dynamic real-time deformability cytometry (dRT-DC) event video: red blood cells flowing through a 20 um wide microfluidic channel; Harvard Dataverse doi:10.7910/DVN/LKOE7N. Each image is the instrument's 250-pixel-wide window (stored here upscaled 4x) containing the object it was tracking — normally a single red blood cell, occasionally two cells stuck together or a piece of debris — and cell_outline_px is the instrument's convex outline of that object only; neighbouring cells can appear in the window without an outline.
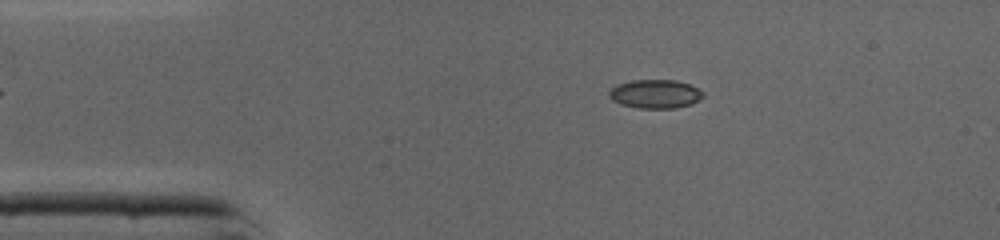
{"species": "common noctule bat (a hibernating species)", "species_latin": "Nyctalus noctula", "temperature_condition": "cold", "stored_images_in_passage": 38, "camera_frame_rate_fps": 3000, "um_per_image_px": 0.085, "animal": {"sex": "male", "body_mass_g": 19.0, "forearm_length_mm": 50.8}, "frame": {"image": 1, "passage_image": 7, "time_ms": 2.0, "image_size_px": [1000, 240], "cell_outline_px": [[704, 96], [692, 104], [676, 108], [640, 108], [620, 104], [612, 100], [608, 96], [608, 92], [612, 88], [620, 84], [632, 80], [676, 80], [688, 84], [704, 92]], "centroid_in_image_um": [55.7, 7.99], "position_along_channel_um": 29.3, "area_um2": 15.66}}
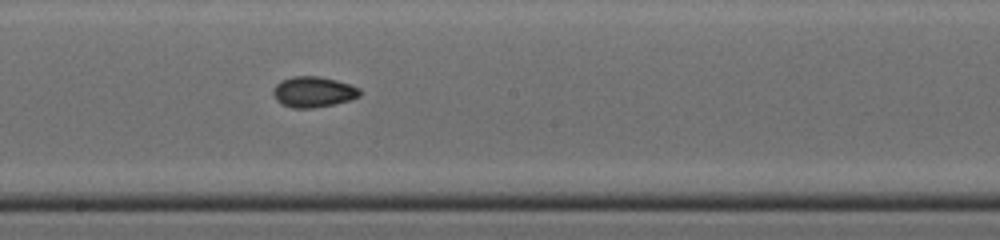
{"frame": {"image": 2, "passage_image": 23, "time_ms": 7.333, "image_size_px": [1000, 240], "cell_outline_px": [[360, 96], [348, 100], [332, 104], [312, 108], [292, 108], [280, 104], [276, 100], [272, 92], [276, 84], [280, 80], [292, 76], [320, 76], [352, 84], [360, 88]], "centroid_in_image_um": [26.61, 7.8], "position_along_channel_um": 221.6, "area_um2": 15.61}}
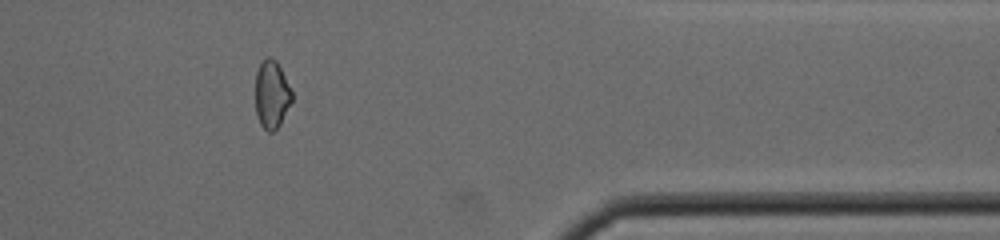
{"frame": {"image": 3, "passage_image": 36, "time_ms": 11.667, "image_size_px": [1000, 240], "cell_outline_px": [[292, 100], [280, 124], [272, 132], [268, 132], [260, 124], [256, 112], [256, 72], [260, 64], [268, 56], [272, 56], [276, 60], [292, 92]], "centroid_in_image_um": [23.08, 8.03], "position_along_channel_um": 388.3, "area_um2": 14.22}, "authors_computed_cell_mechanics": {"area_um2": 14.9991, "velocity_mm_per_s": 4.393, "shape_relaxation_time_tau1_ms": 8.0756, "shape_relaxation_time_tau2_ms": 2.0513, "deformation_change_tau1": 0.1561, "deformation_change_tau2": 0.0537}}